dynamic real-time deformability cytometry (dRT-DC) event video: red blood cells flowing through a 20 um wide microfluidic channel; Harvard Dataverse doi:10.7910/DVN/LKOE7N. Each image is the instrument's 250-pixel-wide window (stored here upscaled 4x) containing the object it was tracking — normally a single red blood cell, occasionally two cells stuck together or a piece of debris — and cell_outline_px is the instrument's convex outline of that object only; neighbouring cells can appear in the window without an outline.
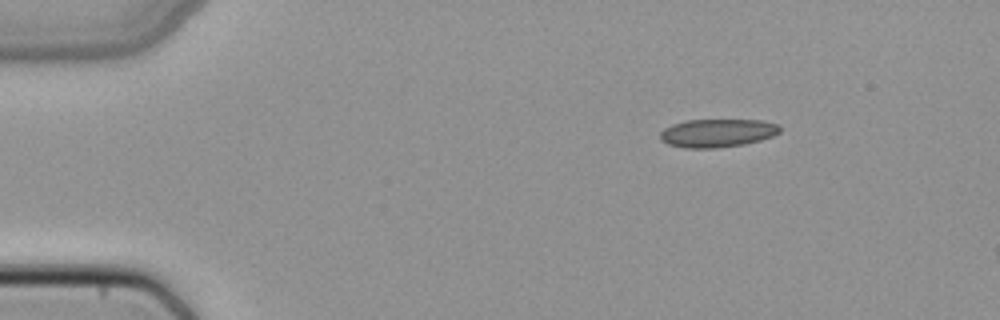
{"species": "common noctule bat (a hibernating species)", "species_latin": "Nyctalus noctula", "temperature_condition": "cold", "stored_images_in_passage": 8, "camera_frame_rate_fps": 3000, "um_per_image_px": 0.085, "animal": {"sex": "female", "body_mass_g": 22.7, "forearm_length_mm": 54.2}, "frame": {"image": 1, "passage_image": 1, "time_ms": 0.0, "image_size_px": [1000, 320], "cell_outline_px": [[780, 132], [772, 136], [760, 140], [744, 144], [716, 148], [684, 148], [668, 144], [660, 140], [660, 132], [664, 128], [672, 124], [684, 120], [764, 120], [780, 124]], "centroid_in_image_um": [60.97, 11.3], "position_along_channel_um": 24.0, "area_um2": 19.88}}